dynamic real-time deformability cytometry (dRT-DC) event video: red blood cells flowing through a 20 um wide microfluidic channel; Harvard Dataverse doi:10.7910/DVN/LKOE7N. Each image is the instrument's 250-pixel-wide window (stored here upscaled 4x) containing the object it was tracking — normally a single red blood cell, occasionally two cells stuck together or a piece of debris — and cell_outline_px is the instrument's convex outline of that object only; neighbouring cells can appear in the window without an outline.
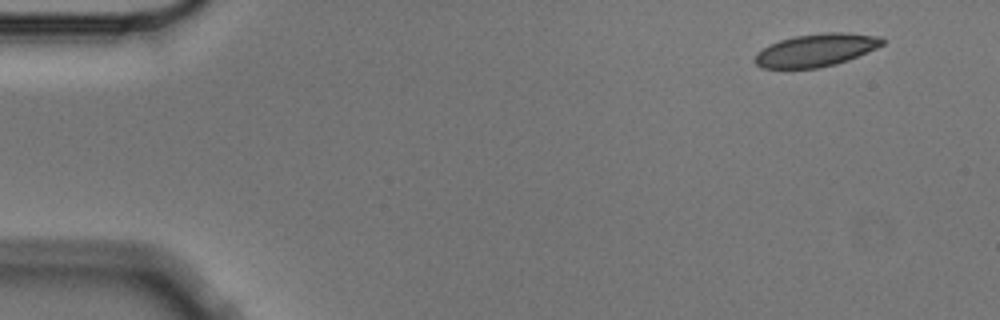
{"species": "Egyptian fruit bat (a non-hibernating species)", "species_latin": "Rousettus aegyptiacus", "temperature_condition": "cold", "stored_images_in_passage": 4, "camera_frame_rate_fps": 3000, "um_per_image_px": 0.085, "animal": {"sex": "male"}, "frame": {"image": 1, "passage_image": 1, "time_ms": 0.0, "image_size_px": [1000, 320], "cell_outline_px": [[884, 44], [876, 48], [848, 60], [836, 64], [820, 68], [760, 68], [752, 60], [756, 52], [780, 40], [796, 36], [824, 32], [844, 32], [880, 36], [884, 40]], "centroid_in_image_um": [69.35, 4.26], "position_along_channel_um": 15.6, "area_um2": 24.33}}
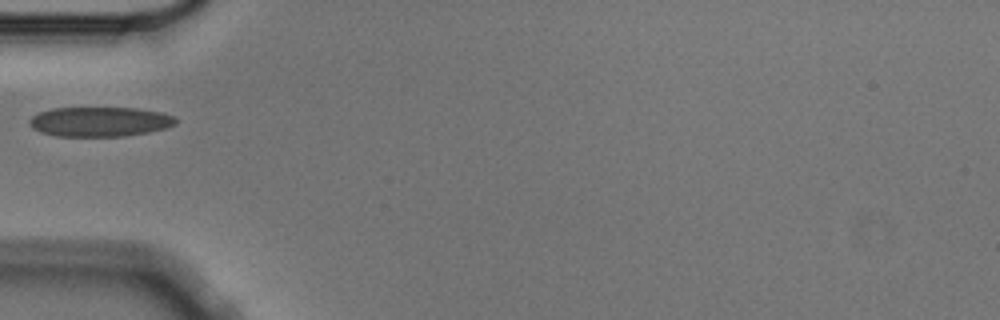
{"frame": {"image": 2, "passage_image": 4, "time_ms": 1.0, "image_size_px": [1000, 320], "cell_outline_px": [[176, 124], [168, 128], [148, 132], [124, 136], [56, 136], [40, 132], [32, 128], [28, 124], [28, 120], [32, 116], [40, 112], [52, 108], [140, 108], [160, 112], [172, 116], [176, 120]], "centroid_in_image_um": [8.46, 10.34], "position_along_channel_um": 76.5, "area_um2": 25.37}}